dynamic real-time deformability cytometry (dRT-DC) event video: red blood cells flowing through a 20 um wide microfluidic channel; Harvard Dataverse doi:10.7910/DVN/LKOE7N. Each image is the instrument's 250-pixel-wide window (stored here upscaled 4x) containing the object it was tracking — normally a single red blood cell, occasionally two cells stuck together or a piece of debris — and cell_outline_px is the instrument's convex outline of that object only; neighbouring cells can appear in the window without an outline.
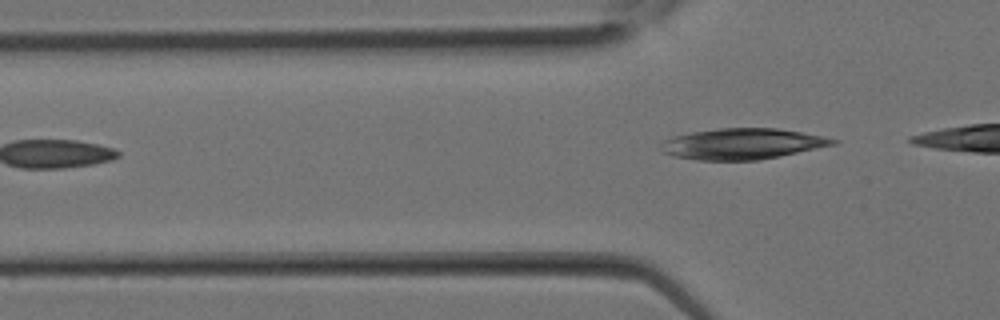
{"species": "Egyptian fruit bat (a non-hibernating species)", "species_latin": "Rousettus aegyptiacus", "temperature_condition": "room temperature", "stored_images_in_passage": 5, "camera_frame_rate_fps": 3000, "um_per_image_px": 0.085, "animal": {"sex": "female"}, "frame": {"image": 1, "passage_image": 5, "time_ms": 1.333, "image_size_px": [1000, 320], "cell_outline_px": [[840, 140], [836, 144], [780, 156], [756, 160], [696, 160], [672, 156], [660, 152], [664, 140], [672, 136], [692, 132], [720, 128], [780, 128], [824, 136]], "centroid_in_image_um": [63.09, 12.22], "position_along_channel_um": 62.7, "area_um2": 31.04}}